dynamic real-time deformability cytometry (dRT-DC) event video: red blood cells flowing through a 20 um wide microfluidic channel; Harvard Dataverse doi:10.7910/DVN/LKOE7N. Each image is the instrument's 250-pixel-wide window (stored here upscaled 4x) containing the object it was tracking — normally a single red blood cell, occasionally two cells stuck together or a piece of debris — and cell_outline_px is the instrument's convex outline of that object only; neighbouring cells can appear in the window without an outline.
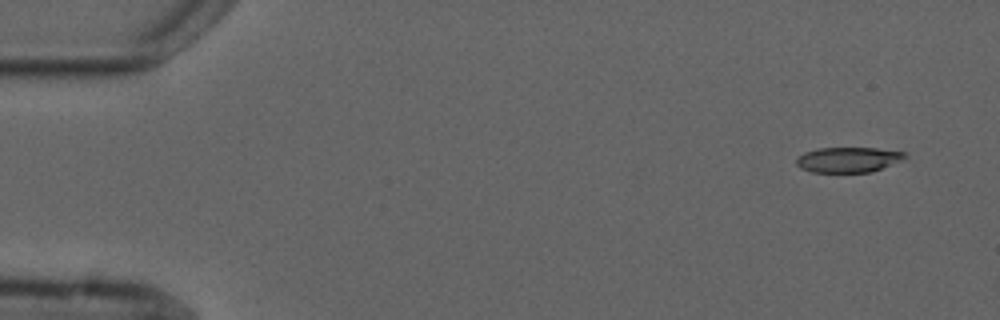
{"species": "common noctule bat (a hibernating species)", "species_latin": "Nyctalus noctula", "temperature_condition": "cold", "stored_images_in_passage": 6, "camera_frame_rate_fps": 3000, "um_per_image_px": 0.085, "animal": {"sex": "male", "forearm_length_mm": 52.5}, "frame": {"image": 1, "passage_image": 1, "time_ms": 0.0, "image_size_px": [1000, 320], "cell_outline_px": [[908, 156], [900, 160], [872, 172], [812, 172], [800, 168], [796, 164], [796, 160], [804, 152], [816, 148], [876, 148], [904, 152]], "centroid_in_image_um": [72.07, 13.57], "position_along_channel_um": 12.9, "area_um2": 15.84}}
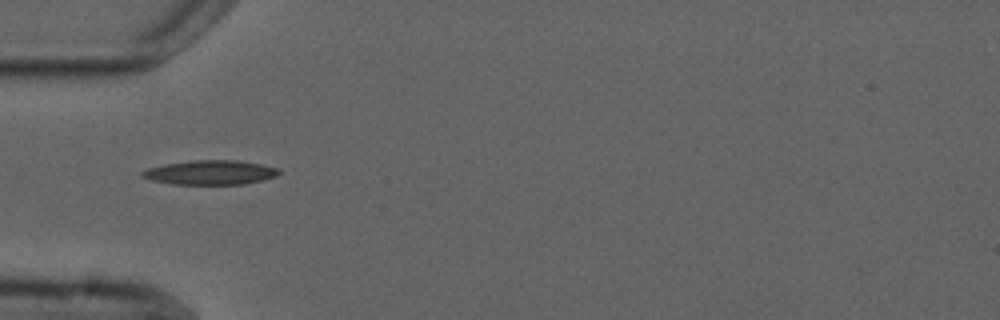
{"frame": {"image": 2, "passage_image": 5, "time_ms": 4.667, "image_size_px": [1000, 320], "cell_outline_px": [[280, 172], [276, 176], [264, 180], [244, 184], [172, 184], [152, 180], [140, 176], [140, 172], [148, 168], [164, 164], [192, 160], [236, 160], [260, 164], [280, 168]], "centroid_in_image_um": [17.88, 14.66], "position_along_channel_um": 67.1, "area_um2": 19.48}}
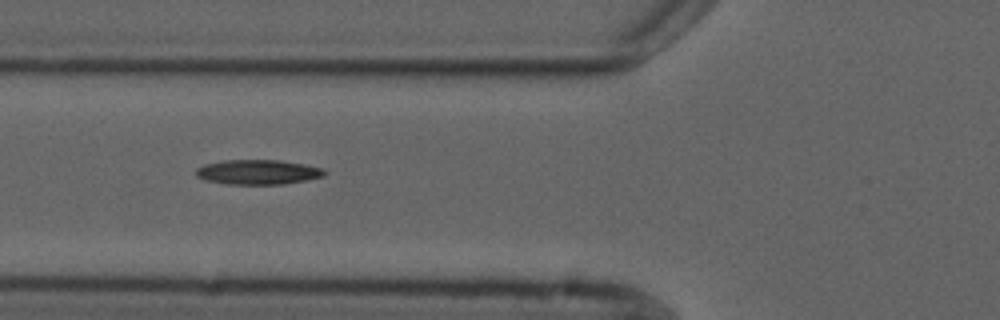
{"frame": {"image": 3, "passage_image": 6, "time_ms": 5.667, "image_size_px": [1000, 320], "cell_outline_px": [[328, 172], [324, 176], [284, 184], [228, 184], [204, 180], [196, 176], [196, 168], [204, 164], [224, 160], [280, 160], [304, 164], [324, 168]], "centroid_in_image_um": [21.92, 14.62], "position_along_channel_um": 103.9, "area_um2": 18.61}}